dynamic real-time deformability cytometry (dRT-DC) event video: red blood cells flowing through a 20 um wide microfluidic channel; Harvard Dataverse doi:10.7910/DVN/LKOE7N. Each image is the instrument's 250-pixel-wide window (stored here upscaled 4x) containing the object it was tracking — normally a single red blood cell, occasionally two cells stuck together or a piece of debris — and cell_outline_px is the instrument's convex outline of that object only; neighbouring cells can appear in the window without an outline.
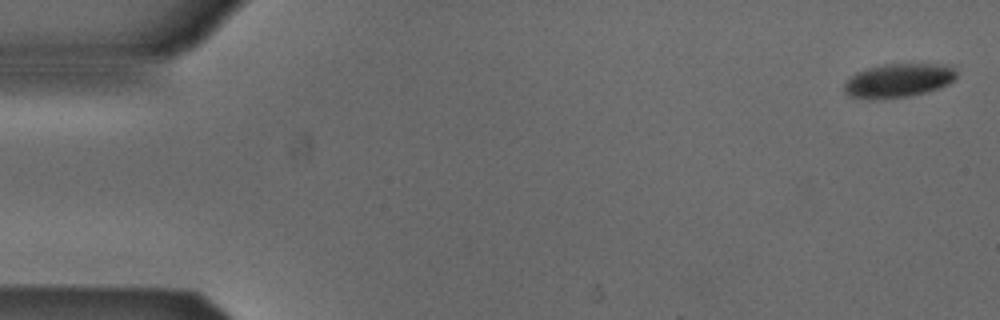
{"species": "Egyptian fruit bat (a non-hibernating species)", "species_latin": "Rousettus aegyptiacus", "temperature_condition": "cold", "stored_images_in_passage": 6, "segment_of_instrument_passage": [1, 2], "camera_frame_rate_fps": 3000, "um_per_image_px": 0.085, "animal": {"sex": "male"}, "frame": {"image": 1, "passage_image": 1, "time_ms": 0.0, "image_size_px": [1000, 320], "cell_outline_px": [[956, 76], [948, 84], [940, 88], [908, 96], [848, 96], [844, 92], [844, 84], [856, 72], [868, 68], [884, 64], [948, 64], [956, 72]], "centroid_in_image_um": [76.41, 6.79], "position_along_channel_um": 8.6, "area_um2": 21.21}}